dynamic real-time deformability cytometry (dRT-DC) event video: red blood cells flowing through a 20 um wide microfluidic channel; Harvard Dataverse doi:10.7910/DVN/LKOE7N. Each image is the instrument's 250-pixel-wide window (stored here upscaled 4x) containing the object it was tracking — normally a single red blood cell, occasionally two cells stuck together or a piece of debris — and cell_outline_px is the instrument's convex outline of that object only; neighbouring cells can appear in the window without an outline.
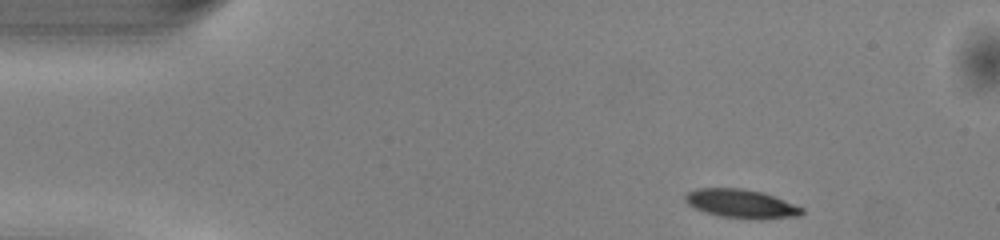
{"species": "common noctule bat (a hibernating species)", "species_latin": "Nyctalus noctula", "temperature_condition": "warm", "stored_images_in_passage": 44, "camera_frame_rate_fps": 3000, "um_per_image_px": 0.085, "animal": {"sex": "male", "body_mass_g": 13.0, "forearm_length_mm": 53.1}, "frame": {"image": 1, "passage_image": 1, "time_ms": 0.0, "image_size_px": [1000, 240], "cell_outline_px": [[804, 212], [800, 216], [720, 216], [696, 208], [688, 204], [684, 200], [684, 196], [688, 192], [696, 188], [740, 188], [764, 192], [804, 208]], "centroid_in_image_um": [62.95, 17.24], "position_along_channel_um": 22.1, "area_um2": 18.44}}
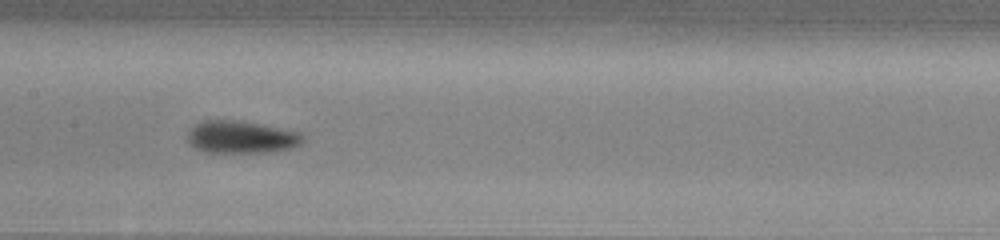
{"frame": {"image": 2, "passage_image": 19, "time_ms": 6.0, "image_size_px": [1000, 240], "cell_outline_px": [[304, 140], [300, 144], [292, 148], [268, 152], [204, 152], [188, 144], [188, 132], [200, 120], [240, 120], [300, 132], [304, 136]], "centroid_in_image_um": [20.5, 11.65], "position_along_channel_um": 186.9, "area_um2": 21.85}}
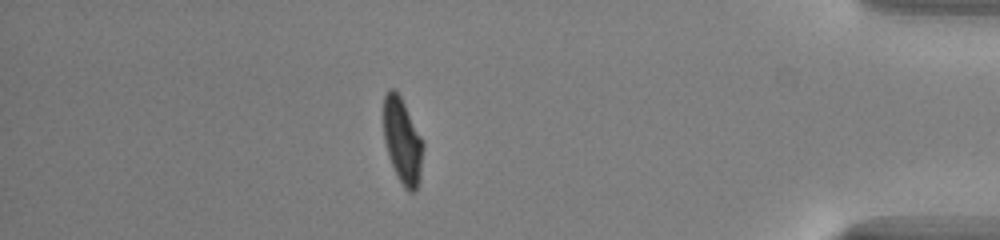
{"frame": {"image": 3, "passage_image": 38, "time_ms": 12.333, "image_size_px": [1000, 240], "cell_outline_px": [[424, 148], [420, 180], [416, 188], [412, 192], [408, 192], [404, 188], [396, 176], [388, 156], [384, 140], [384, 96], [388, 88], [392, 88], [400, 96], [424, 140]], "centroid_in_image_um": [34.22, 12.01], "position_along_channel_um": 401.0, "area_um2": 20.0}, "authors_computed_cell_mechanics": {"area_um2": 20.6346, "velocity_mm_per_s": 4.0854, "shape_relaxation_time_tau1_ms": 1.8881, "shape_relaxation_time_tau2_ms": 2.0617, "deformation_change_tau1": 0.15, "deformation_change_tau2": 0.0748}}